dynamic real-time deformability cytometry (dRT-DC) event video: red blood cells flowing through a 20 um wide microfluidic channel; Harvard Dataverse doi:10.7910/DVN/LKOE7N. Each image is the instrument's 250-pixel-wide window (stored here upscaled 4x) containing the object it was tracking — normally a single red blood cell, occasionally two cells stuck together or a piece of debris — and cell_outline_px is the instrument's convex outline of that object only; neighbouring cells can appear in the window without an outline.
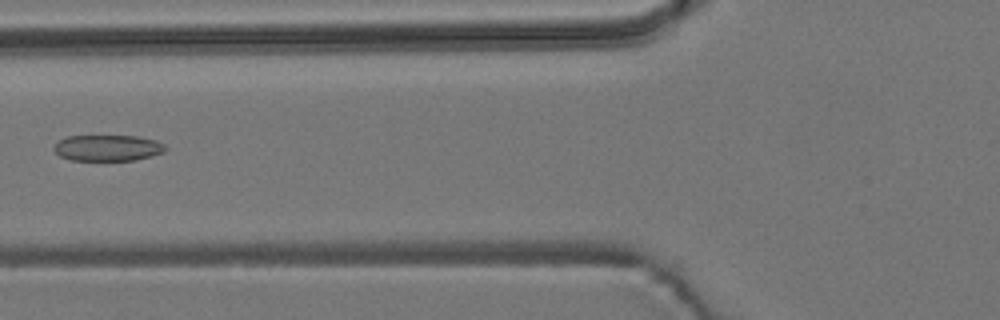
{"species": "common noctule bat (a hibernating species)", "species_latin": "Nyctalus noctula", "temperature_condition": "room temperature", "stored_images_in_passage": 6, "camera_frame_rate_fps": 3000, "um_per_image_px": 0.085, "animal": {"sex": "male", "body_mass_g": 19.2, "forearm_length_mm": 51.8}, "frame": {"image": 1, "passage_image": 5, "time_ms": 1.333, "image_size_px": [1000, 320], "cell_outline_px": [[168, 148], [164, 152], [152, 156], [136, 160], [72, 160], [60, 156], [52, 148], [60, 140], [68, 136], [136, 136], [156, 140], [164, 144]], "centroid_in_image_um": [9.19, 12.57], "position_along_channel_um": 116.6, "area_um2": 16.94}}
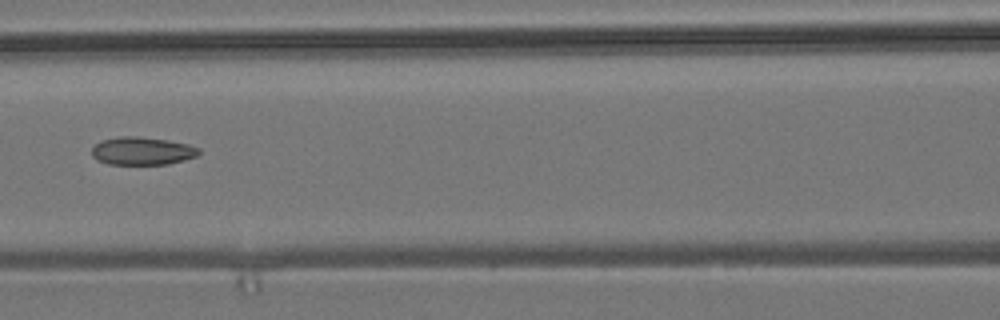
{"frame": {"image": 2, "passage_image": 6, "time_ms": 1.667, "image_size_px": [1000, 320], "cell_outline_px": [[200, 152], [196, 156], [184, 160], [168, 164], [108, 164], [96, 160], [92, 156], [92, 148], [100, 140], [120, 136], [140, 136], [168, 140], [188, 144], [200, 148]], "centroid_in_image_um": [12.07, 12.82], "position_along_channel_um": 154.5, "area_um2": 17.57}}